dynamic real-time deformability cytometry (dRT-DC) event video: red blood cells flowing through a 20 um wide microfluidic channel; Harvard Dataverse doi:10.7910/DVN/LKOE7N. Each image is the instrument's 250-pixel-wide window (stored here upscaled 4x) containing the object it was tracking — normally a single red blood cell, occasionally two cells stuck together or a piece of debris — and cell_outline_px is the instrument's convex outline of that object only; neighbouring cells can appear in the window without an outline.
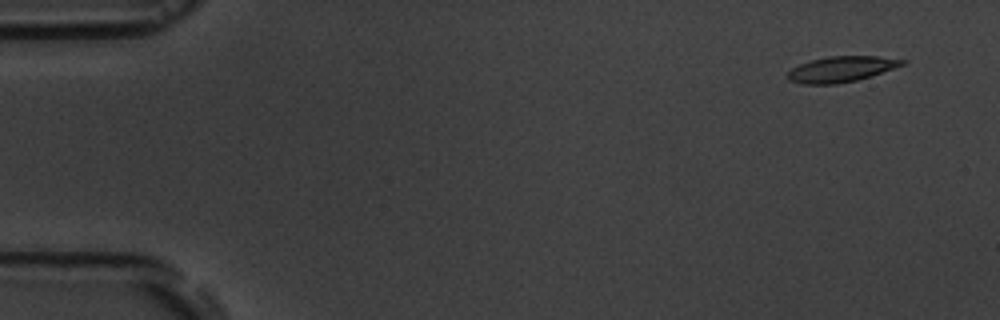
{"species": "common noctule bat (a hibernating species)", "species_latin": "Nyctalus noctula", "temperature_condition": "room temperature", "stored_images_in_passage": 4, "camera_frame_rate_fps": 3000, "um_per_image_px": 0.085, "animal": {"sex": "male", "body_mass_g": 19.5, "forearm_length_mm": 54.6}, "frame": {"image": 1, "passage_image": 1, "time_ms": 0.0, "image_size_px": [1000, 320], "cell_outline_px": [[908, 60], [904, 64], [872, 76], [856, 80], [836, 84], [804, 84], [788, 80], [784, 76], [792, 68], [800, 64], [812, 60], [828, 56], [880, 56]], "centroid_in_image_um": [71.5, 5.88], "position_along_channel_um": 13.5, "area_um2": 17.17}}